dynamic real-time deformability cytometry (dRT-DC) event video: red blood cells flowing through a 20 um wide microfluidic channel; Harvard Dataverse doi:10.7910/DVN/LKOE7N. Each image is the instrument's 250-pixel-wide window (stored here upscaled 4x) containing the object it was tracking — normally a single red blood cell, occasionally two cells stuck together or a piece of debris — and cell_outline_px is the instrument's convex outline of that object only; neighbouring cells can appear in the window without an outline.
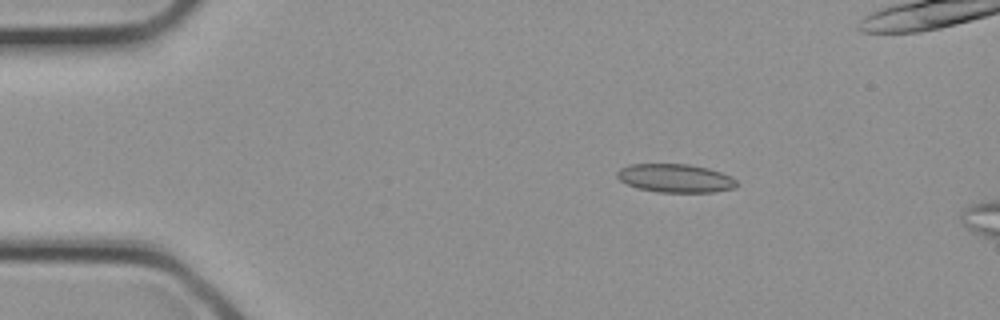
{"species": "common noctule bat (a hibernating species)", "species_latin": "Nyctalus noctula", "temperature_condition": "cold", "stored_images_in_passage": 10, "camera_frame_rate_fps": 3000, "um_per_image_px": 0.085, "animal": {"sex": "female", "body_mass_g": 21.9}, "frame": {"image": 1, "passage_image": 6, "time_ms": 1.667, "image_size_px": [1000, 320], "cell_outline_px": [[736, 188], [716, 192], [656, 192], [636, 188], [620, 180], [616, 176], [616, 172], [620, 168], [628, 164], [688, 164], [708, 168], [732, 176], [736, 180]], "centroid_in_image_um": [57.4, 15.15], "position_along_channel_um": 27.6, "area_um2": 20.0}}